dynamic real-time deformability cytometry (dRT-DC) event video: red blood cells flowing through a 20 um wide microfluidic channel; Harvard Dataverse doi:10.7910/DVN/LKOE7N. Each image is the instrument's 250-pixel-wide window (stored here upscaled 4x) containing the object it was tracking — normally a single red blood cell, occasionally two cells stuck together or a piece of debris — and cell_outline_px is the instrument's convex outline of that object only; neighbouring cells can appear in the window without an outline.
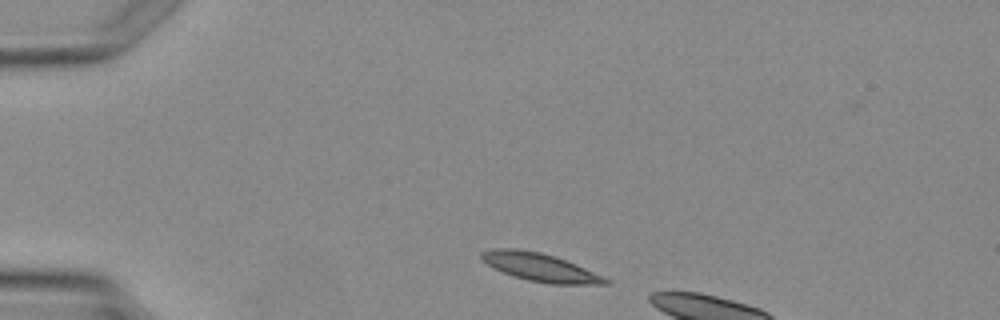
{"species": "Egyptian fruit bat (a non-hibernating species)", "species_latin": "Rousettus aegyptiacus", "temperature_condition": "warm", "stored_images_in_passage": 4, "camera_frame_rate_fps": 3000, "um_per_image_px": 0.085, "animal": {"sex": "female"}, "frame": {"image": 1, "passage_image": 1, "time_ms": 0.0, "image_size_px": [1000, 320], "cell_outline_px": [[612, 284], [552, 284], [528, 280], [504, 272], [488, 264], [480, 256], [480, 252], [492, 248], [516, 248], [540, 252], [556, 256], [576, 264], [604, 276], [612, 280]], "centroid_in_image_um": [45.97, 22.71], "position_along_channel_um": 39.0, "area_um2": 20.23}}